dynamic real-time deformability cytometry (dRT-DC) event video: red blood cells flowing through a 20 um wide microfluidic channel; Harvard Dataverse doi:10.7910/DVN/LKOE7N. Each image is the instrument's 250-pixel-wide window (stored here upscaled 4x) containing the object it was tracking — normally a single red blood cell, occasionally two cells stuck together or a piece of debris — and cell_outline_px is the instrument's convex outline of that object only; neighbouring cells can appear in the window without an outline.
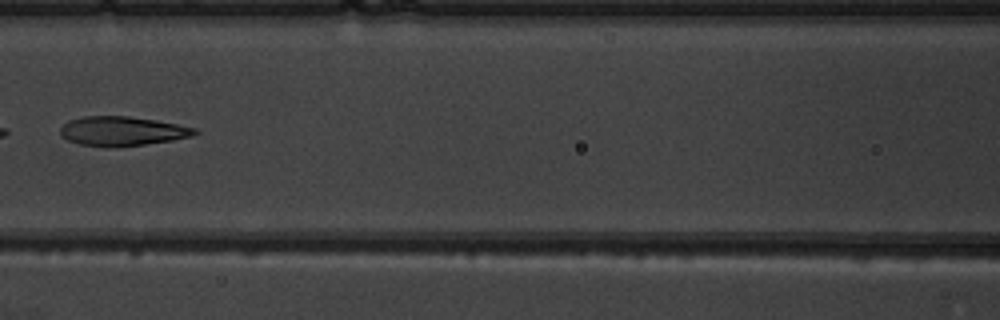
{"species": "common noctule bat (a hibernating species)", "species_latin": "Nyctalus noctula", "temperature_condition": "warm", "stored_images_in_passage": 8, "camera_frame_rate_fps": 3000, "um_per_image_px": 0.085, "animal": {"sex": "male", "body_mass_g": 19.5, "forearm_length_mm": 54.6}, "frame": {"image": 1, "passage_image": 8, "time_ms": 8.0, "image_size_px": [1000, 320], "cell_outline_px": [[200, 132], [192, 136], [172, 140], [144, 144], [80, 144], [68, 140], [60, 136], [60, 128], [68, 120], [84, 116], [128, 116], [156, 120], [196, 128]], "centroid_in_image_um": [10.4, 11.1], "position_along_channel_um": 156.2, "area_um2": 22.14}}